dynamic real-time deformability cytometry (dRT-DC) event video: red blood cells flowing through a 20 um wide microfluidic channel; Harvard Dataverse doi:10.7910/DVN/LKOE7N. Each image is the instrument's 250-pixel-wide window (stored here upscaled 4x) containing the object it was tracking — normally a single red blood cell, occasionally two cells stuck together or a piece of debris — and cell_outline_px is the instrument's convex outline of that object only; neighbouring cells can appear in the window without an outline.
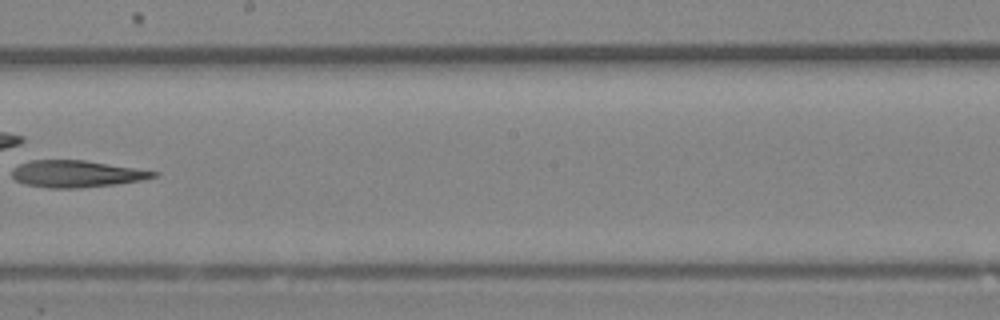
{"species": "Egyptian fruit bat (a non-hibernating species)", "species_latin": "Rousettus aegyptiacus", "temperature_condition": "room temperature", "stored_images_in_passage": 23, "camera_frame_rate_fps": 3000, "um_per_image_px": 0.085, "animal": {"sex": "female"}, "frame": {"image": 1, "passage_image": 20, "time_ms": 6.333, "image_size_px": [1000, 320], "cell_outline_px": [[160, 172], [156, 176], [140, 180], [116, 184], [80, 188], [48, 188], [24, 184], [16, 180], [12, 176], [12, 168], [20, 164], [32, 160], [84, 160]], "centroid_in_image_um": [6.47, 14.78], "position_along_channel_um": 241.7, "area_um2": 22.02}}